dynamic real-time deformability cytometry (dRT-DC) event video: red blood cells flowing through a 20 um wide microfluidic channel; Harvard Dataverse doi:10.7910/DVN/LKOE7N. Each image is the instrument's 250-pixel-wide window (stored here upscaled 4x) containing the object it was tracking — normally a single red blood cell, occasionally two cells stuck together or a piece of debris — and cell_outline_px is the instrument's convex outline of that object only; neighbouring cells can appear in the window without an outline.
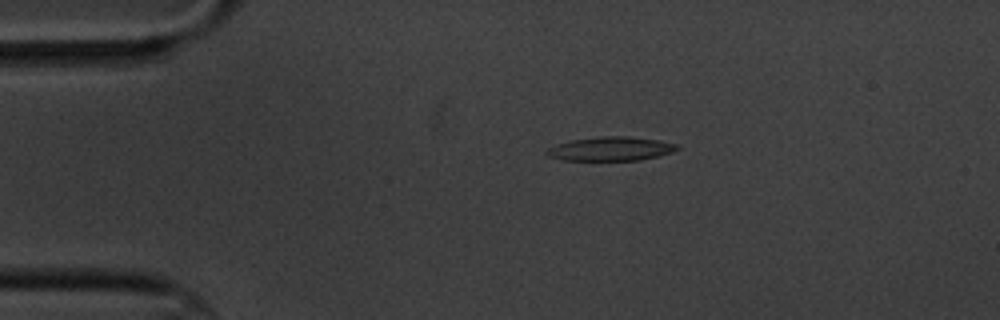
{"species": "common noctule bat (a hibernating species)", "species_latin": "Nyctalus noctula", "temperature_condition": "cold", "stored_images_in_passage": 13, "camera_frame_rate_fps": 3000, "um_per_image_px": 0.085, "animal": {"sex": "male", "body_mass_g": 20.1, "forearm_length_mm": 53.5}, "frame": {"image": 1, "passage_image": 2, "time_ms": 1.333, "image_size_px": [1000, 320], "cell_outline_px": [[680, 148], [672, 152], [640, 160], [564, 160], [548, 156], [544, 152], [548, 148], [556, 144], [572, 140], [600, 136], [628, 136], [656, 140], [676, 144]], "centroid_in_image_um": [51.88, 12.65], "position_along_channel_um": 33.1, "area_um2": 18.03}}
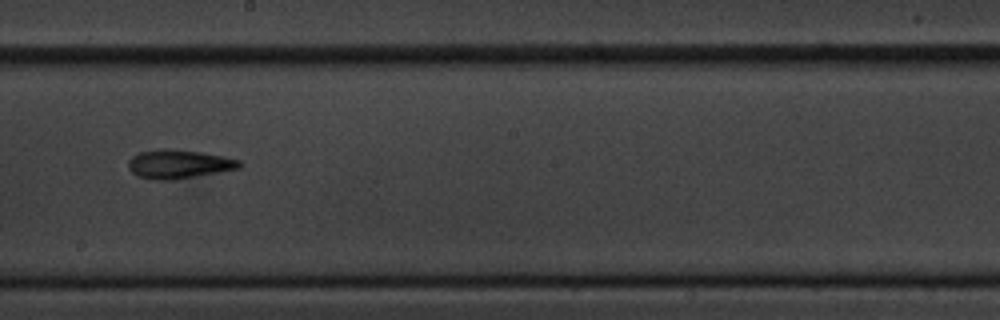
{"frame": {"image": 2, "passage_image": 7, "time_ms": 8.333, "image_size_px": [1000, 320], "cell_outline_px": [[244, 164], [240, 168], [220, 172], [172, 180], [156, 180], [136, 176], [128, 168], [128, 160], [132, 156], [140, 152], [160, 148], [164, 148], [200, 152], [240, 160]], "centroid_in_image_um": [15.18, 13.95], "position_along_channel_um": 233.0, "area_um2": 18.67}}
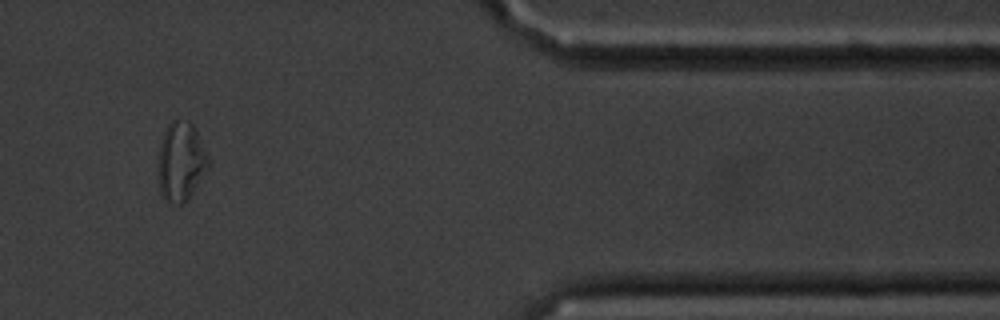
{"frame": {"image": 3, "passage_image": 12, "time_ms": 14.0, "image_size_px": [1000, 320], "cell_outline_px": [[212, 164], [188, 200], [184, 204], [176, 204], [164, 200], [160, 192], [156, 172], [160, 144], [164, 132], [168, 124], [172, 120], [188, 120], [192, 124]], "centroid_in_image_um": [15.37, 13.78], "position_along_channel_um": 396.0, "area_um2": 23.64}, "authors_computed_cell_mechanics": {"area_um2": 18.0914, "velocity_mm_per_s": 3.4117, "shape_relaxation_time_tau1_ms": 1.1867, "shape_relaxation_time_tau2_ms": 6.6492, "deformation_change_tau1": 0.1139, "deformation_change_tau2": 0.2037}}